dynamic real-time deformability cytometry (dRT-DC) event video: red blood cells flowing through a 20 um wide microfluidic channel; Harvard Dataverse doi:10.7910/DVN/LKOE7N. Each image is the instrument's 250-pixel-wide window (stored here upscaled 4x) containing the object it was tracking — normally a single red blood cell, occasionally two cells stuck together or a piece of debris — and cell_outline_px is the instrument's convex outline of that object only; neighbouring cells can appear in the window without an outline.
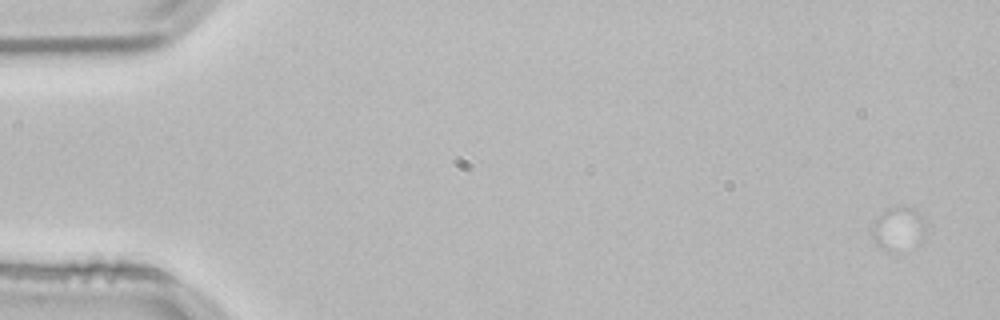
{"species": "common noctule bat (a hibernating species)", "species_latin": "Nyctalus noctula", "temperature_condition": "room temperature", "stored_images_in_passage": 2, "camera_frame_rate_fps": 3000, "um_per_image_px": 0.085, "animal": {"sex": "male", "body_mass_g": 21.5, "forearm_length_mm": 52.0}, "frame": {"image": 1, "passage_image": 1, "time_ms": 0.0, "image_size_px": [1000, 320], "cell_outline_px": [[928, 228], [920, 244], [888, 248], [880, 248], [876, 244], [872, 236], [872, 224], [876, 216], [884, 208], [916, 208], [924, 216], [928, 224]], "centroid_in_image_um": [76.41, 19.35], "position_along_channel_um": 8.6, "area_um2": 13.58}}